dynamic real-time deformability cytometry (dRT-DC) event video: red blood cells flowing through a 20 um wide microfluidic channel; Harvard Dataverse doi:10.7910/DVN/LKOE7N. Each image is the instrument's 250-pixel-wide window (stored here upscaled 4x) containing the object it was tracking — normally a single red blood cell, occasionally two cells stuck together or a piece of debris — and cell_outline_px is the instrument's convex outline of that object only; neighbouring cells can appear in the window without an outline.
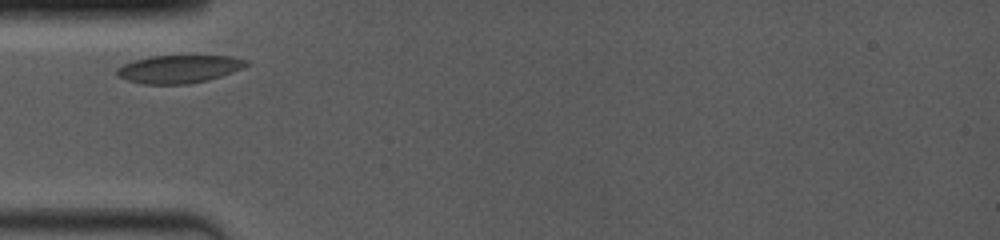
{"species": "common noctule bat (a hibernating species)", "species_latin": "Nyctalus noctula", "temperature_condition": "room temperature", "stored_images_in_passage": 18, "camera_frame_rate_fps": 4000, "um_per_image_px": 0.085, "animal": {"sex": "female", "body_mass_g": 19.0, "forearm_length_mm": 53.3}, "frame": {"image": 1, "passage_image": 1, "time_ms": 0.0, "image_size_px": [1000, 240], "cell_outline_px": [[248, 64], [244, 68], [208, 80], [188, 84], [144, 84], [128, 80], [116, 76], [116, 68], [132, 60], [152, 56], [232, 56], [248, 60]], "centroid_in_image_um": [15.2, 5.86], "position_along_channel_um": 69.8, "area_um2": 21.1}}
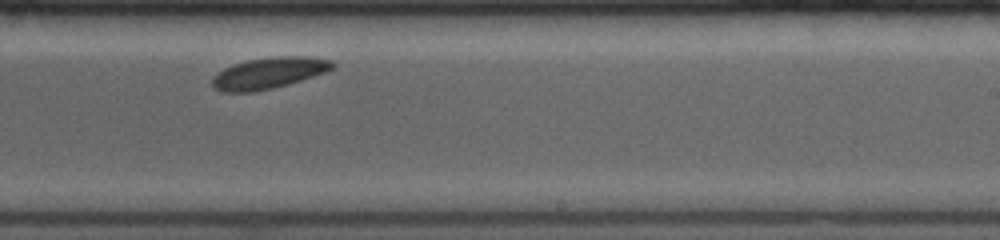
{"frame": {"image": 2, "passage_image": 11, "time_ms": 5.25, "image_size_px": [1000, 240], "cell_outline_px": [[336, 64], [332, 68], [324, 72], [288, 84], [272, 88], [252, 92], [224, 92], [212, 88], [212, 76], [216, 72], [224, 68], [248, 60], [272, 56], [304, 56], [332, 60]], "centroid_in_image_um": [22.8, 6.21], "position_along_channel_um": 266.2, "area_um2": 21.79}}
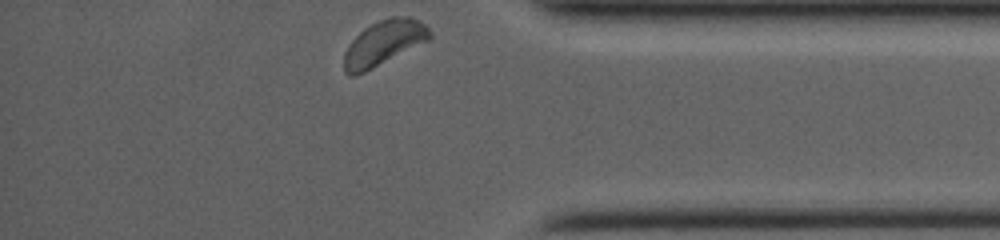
{"frame": {"image": 3, "passage_image": 18, "time_ms": 9.0, "image_size_px": [1000, 240], "cell_outline_px": [[432, 36], [428, 40], [356, 76], [348, 76], [344, 72], [344, 52], [348, 44], [364, 28], [380, 20], [392, 16], [412, 16], [420, 20], [432, 32]], "centroid_in_image_um": [32.6, 3.64], "position_along_channel_um": 402.6, "area_um2": 22.31}}